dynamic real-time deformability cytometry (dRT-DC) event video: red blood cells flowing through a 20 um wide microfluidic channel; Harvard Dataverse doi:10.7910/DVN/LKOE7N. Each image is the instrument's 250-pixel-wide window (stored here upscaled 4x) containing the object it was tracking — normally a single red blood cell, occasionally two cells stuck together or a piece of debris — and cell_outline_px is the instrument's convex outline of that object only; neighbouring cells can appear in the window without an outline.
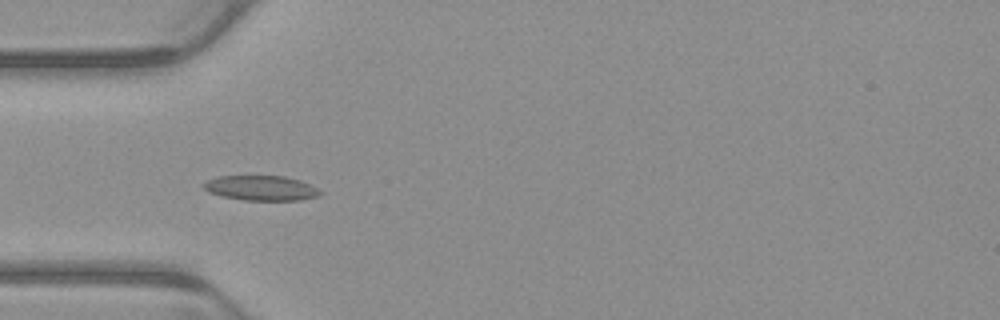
{"species": "common noctule bat (a hibernating species)", "species_latin": "Nyctalus noctula", "temperature_condition": "warm", "stored_images_in_passage": 6, "camera_frame_rate_fps": 3000, "um_per_image_px": 0.085, "animal": {"sex": "male", "body_mass_g": 23.1, "forearm_length_mm": 52.7}, "frame": {"image": 1, "passage_image": 4, "time_ms": 1.0, "image_size_px": [1000, 320], "cell_outline_px": [[324, 192], [316, 196], [300, 200], [244, 200], [224, 196], [208, 192], [200, 184], [216, 176], [284, 176], [300, 180]], "centroid_in_image_um": [22.16, 15.98], "position_along_channel_um": 62.8, "area_um2": 16.82}}
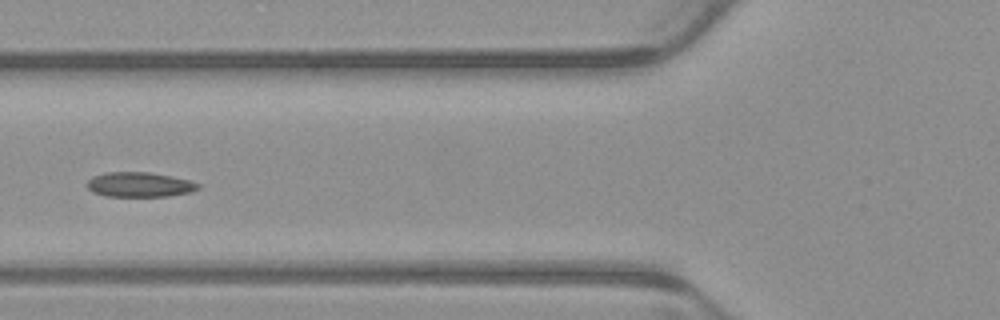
{"frame": {"image": 2, "passage_image": 5, "time_ms": 1.333, "image_size_px": [1000, 320], "cell_outline_px": [[200, 188], [192, 192], [168, 196], [108, 196], [92, 192], [88, 188], [88, 180], [92, 176], [104, 172], [148, 172], [188, 180], [200, 184]], "centroid_in_image_um": [11.85, 15.69], "position_along_channel_um": 114.0, "area_um2": 15.95}}
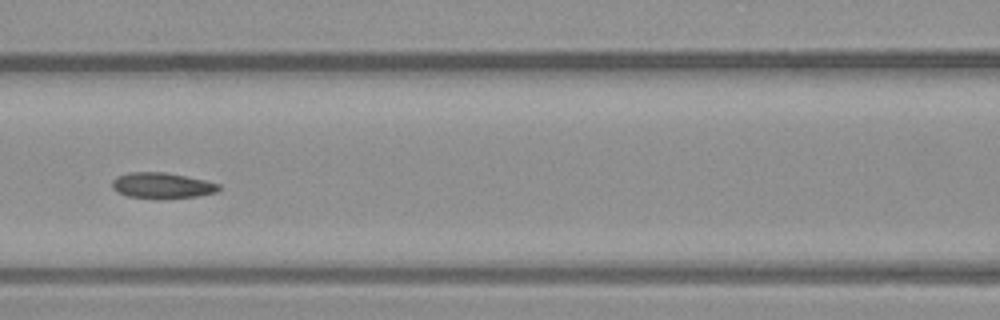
{"frame": {"image": 3, "passage_image": 6, "time_ms": 1.667, "image_size_px": [1000, 320], "cell_outline_px": [[220, 188], [216, 192], [196, 196], [128, 196], [112, 188], [112, 180], [116, 176], [128, 172], [164, 172], [204, 180], [220, 184]], "centroid_in_image_um": [13.75, 15.71], "position_along_channel_um": 152.9, "area_um2": 15.14}}